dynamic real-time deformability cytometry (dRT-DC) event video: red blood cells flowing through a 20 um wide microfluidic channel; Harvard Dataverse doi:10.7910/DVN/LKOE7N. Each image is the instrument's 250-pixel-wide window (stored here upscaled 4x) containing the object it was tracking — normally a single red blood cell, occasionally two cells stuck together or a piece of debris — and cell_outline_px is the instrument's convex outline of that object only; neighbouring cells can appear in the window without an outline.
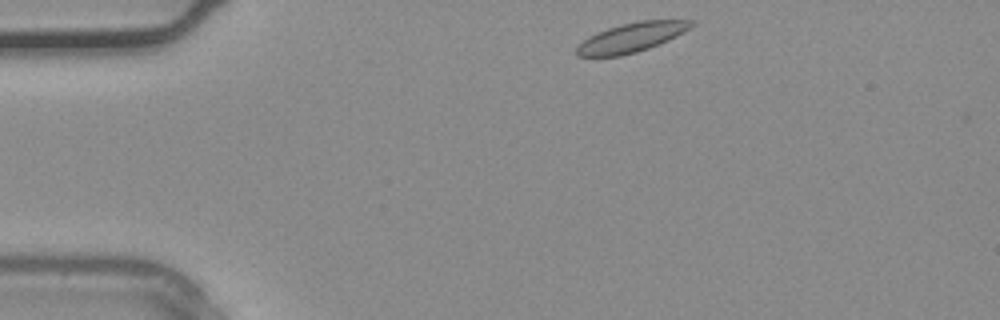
{"species": "common noctule bat (a hibernating species)", "species_latin": "Nyctalus noctula", "temperature_condition": "warm", "stored_images_in_passage": 31, "camera_frame_rate_fps": 3000, "um_per_image_px": 0.085, "animal": {"sex": "male", "body_mass_g": 20.4}, "frame": {"image": 1, "passage_image": 1, "time_ms": 0.0, "image_size_px": [1000, 320], "cell_outline_px": [[696, 24], [684, 32], [668, 40], [648, 48], [636, 52], [620, 56], [576, 56], [576, 48], [584, 40], [608, 28], [620, 24], [640, 20], [696, 20]], "centroid_in_image_um": [53.73, 3.17], "position_along_channel_um": 31.3, "area_um2": 19.36}}